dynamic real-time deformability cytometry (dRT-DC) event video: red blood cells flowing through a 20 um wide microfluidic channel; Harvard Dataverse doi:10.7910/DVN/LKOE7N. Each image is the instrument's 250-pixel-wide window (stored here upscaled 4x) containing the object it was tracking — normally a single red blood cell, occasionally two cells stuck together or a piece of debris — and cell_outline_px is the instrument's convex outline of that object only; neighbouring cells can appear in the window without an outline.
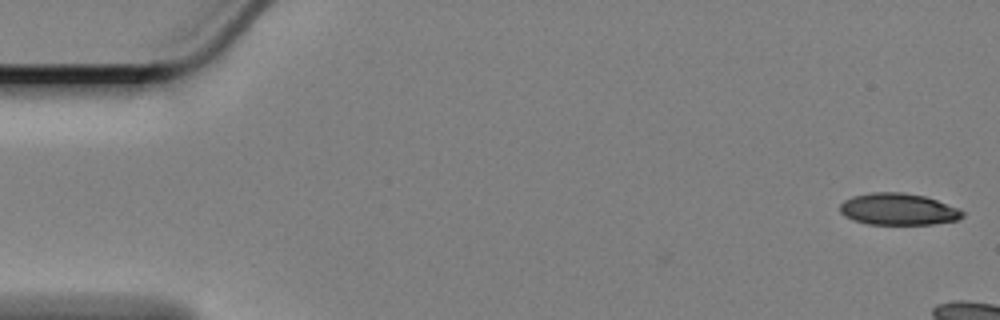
{"species": "Egyptian fruit bat (a non-hibernating species)", "species_latin": "Rousettus aegyptiacus", "temperature_condition": "cold", "stored_images_in_passage": 9, "camera_frame_rate_fps": 3000, "um_per_image_px": 0.085, "animal": {"sex": "female"}, "frame": {"image": 1, "passage_image": 1, "time_ms": 0.0, "image_size_px": [1000, 320], "cell_outline_px": [[964, 216], [956, 220], [932, 224], [868, 224], [852, 220], [844, 216], [840, 212], [840, 204], [844, 200], [852, 196], [872, 192], [904, 192], [924, 196], [936, 200], [956, 208], [964, 212]], "centroid_in_image_um": [76.3, 17.78], "position_along_channel_um": 8.7, "area_um2": 22.6}}